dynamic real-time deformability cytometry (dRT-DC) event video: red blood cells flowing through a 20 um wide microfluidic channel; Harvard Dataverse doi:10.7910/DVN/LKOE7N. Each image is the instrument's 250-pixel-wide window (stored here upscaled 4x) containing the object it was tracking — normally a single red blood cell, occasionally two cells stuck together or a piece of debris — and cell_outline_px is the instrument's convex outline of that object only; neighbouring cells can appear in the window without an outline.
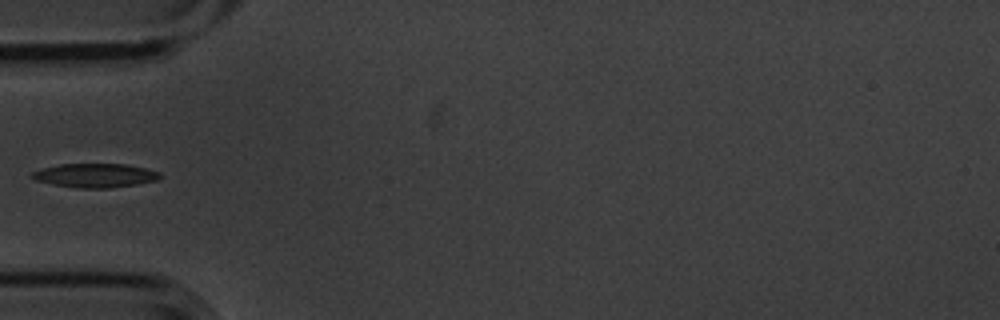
{"species": "common noctule bat (a hibernating species)", "species_latin": "Nyctalus noctula", "temperature_condition": "cold", "stored_images_in_passage": 9, "camera_frame_rate_fps": 3000, "um_per_image_px": 0.085, "animal": {"sex": "male", "body_mass_g": 20.1, "forearm_length_mm": 53.5}, "frame": {"image": 1, "passage_image": 4, "time_ms": 1.0, "image_size_px": [1000, 320], "cell_outline_px": [[160, 176], [156, 180], [136, 184], [108, 188], [76, 188], [52, 184], [36, 180], [28, 176], [32, 172], [40, 168], [60, 164], [124, 164], [144, 168], [160, 172]], "centroid_in_image_um": [8.01, 14.91], "position_along_channel_um": 77.0, "area_um2": 17.8}}
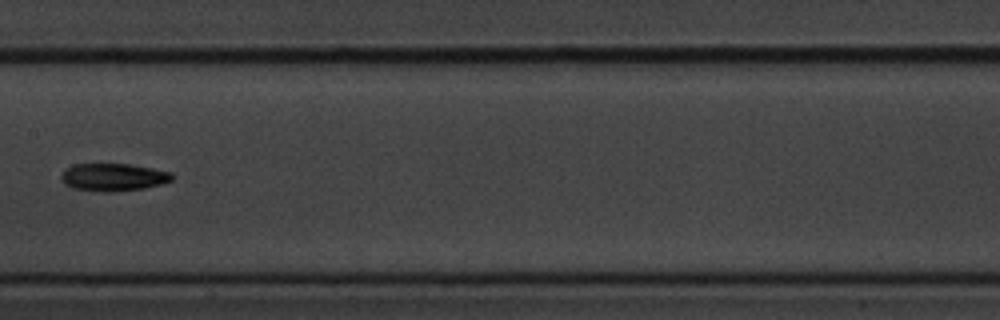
{"frame": {"image": 2, "passage_image": 7, "time_ms": 2.0, "image_size_px": [1000, 320], "cell_outline_px": [[172, 180], [160, 184], [144, 188], [108, 192], [104, 192], [72, 188], [64, 184], [60, 176], [72, 164], [128, 164], [152, 168], [172, 172]], "centroid_in_image_um": [9.62, 15.06], "position_along_channel_um": 197.8, "area_um2": 17.69}}
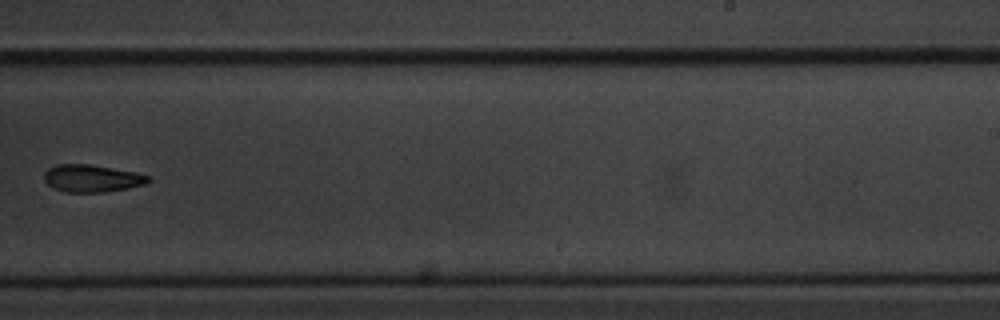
{"frame": {"image": 3, "passage_image": 9, "time_ms": 2.667, "image_size_px": [1000, 320], "cell_outline_px": [[152, 180], [148, 184], [128, 188], [104, 192], [64, 192], [52, 188], [44, 180], [44, 172], [48, 168], [56, 164], [88, 164], [136, 172], [148, 176]], "centroid_in_image_um": [7.81, 15.16], "position_along_channel_um": 281.2, "area_um2": 16.76}}